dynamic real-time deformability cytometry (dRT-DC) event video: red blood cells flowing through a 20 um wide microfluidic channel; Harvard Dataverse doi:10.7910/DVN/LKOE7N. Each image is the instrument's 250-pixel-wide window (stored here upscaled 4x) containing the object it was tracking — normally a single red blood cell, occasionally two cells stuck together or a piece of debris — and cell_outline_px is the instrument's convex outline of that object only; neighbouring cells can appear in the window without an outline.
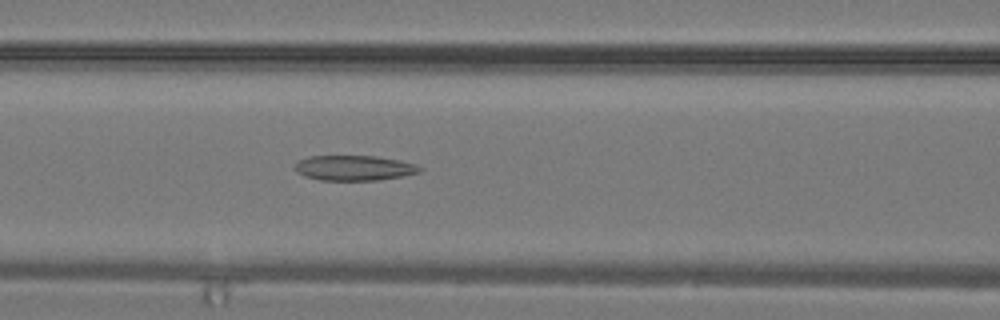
{"species": "common noctule bat (a hibernating species)", "species_latin": "Nyctalus noctula", "temperature_condition": "warm", "stored_images_in_passage": 20, "camera_frame_rate_fps": 3000, "um_per_image_px": 0.085, "animal": {"sex": "male", "body_mass_g": 19.2, "forearm_length_mm": 51.8}, "frame": {"image": 1, "passage_image": 12, "time_ms": 3.667, "image_size_px": [1000, 320], "cell_outline_px": [[424, 168], [420, 172], [404, 176], [380, 180], [320, 180], [304, 176], [296, 172], [292, 168], [296, 160], [308, 156], [376, 156], [400, 160], [416, 164]], "centroid_in_image_um": [30.08, 14.27], "position_along_channel_um": 136.5, "area_um2": 18.67}}
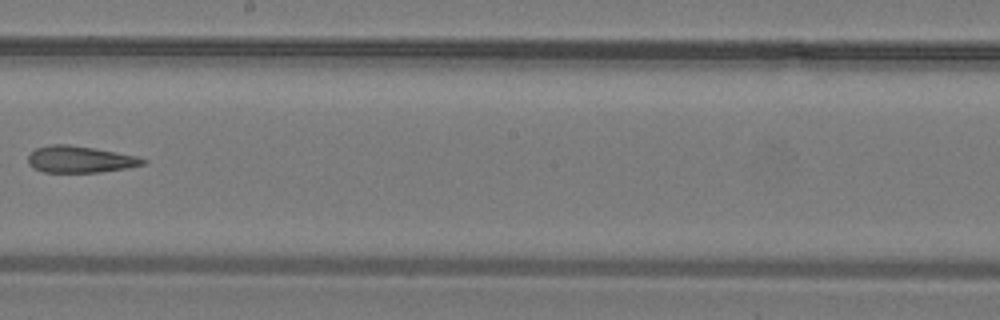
{"frame": {"image": 2, "passage_image": 17, "time_ms": 5.333, "image_size_px": [1000, 320], "cell_outline_px": [[148, 160], [144, 164], [128, 168], [100, 172], [44, 172], [32, 168], [28, 164], [28, 156], [36, 148], [52, 144], [68, 144], [92, 148], [136, 156]], "centroid_in_image_um": [6.78, 13.55], "position_along_channel_um": 241.4, "area_um2": 17.74}}
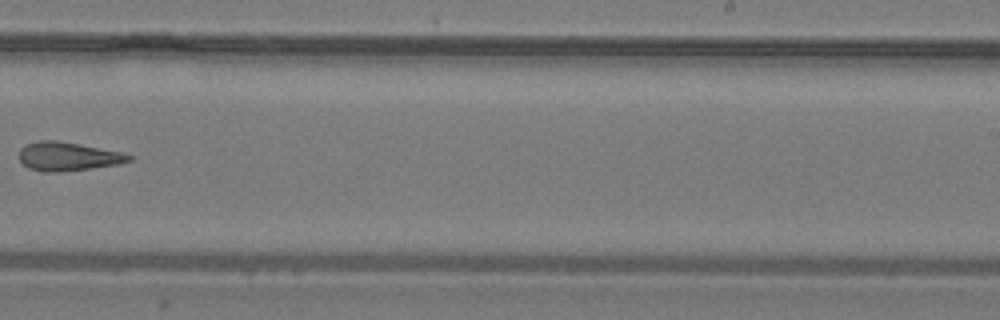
{"frame": {"image": 3, "passage_image": 19, "time_ms": 6.0, "image_size_px": [1000, 320], "cell_outline_px": [[136, 156], [132, 160], [120, 164], [56, 172], [44, 172], [28, 168], [20, 160], [20, 148], [24, 144], [40, 140], [56, 140], [80, 144], [120, 152]], "centroid_in_image_um": [5.77, 13.29], "position_along_channel_um": 283.2, "area_um2": 18.32}}